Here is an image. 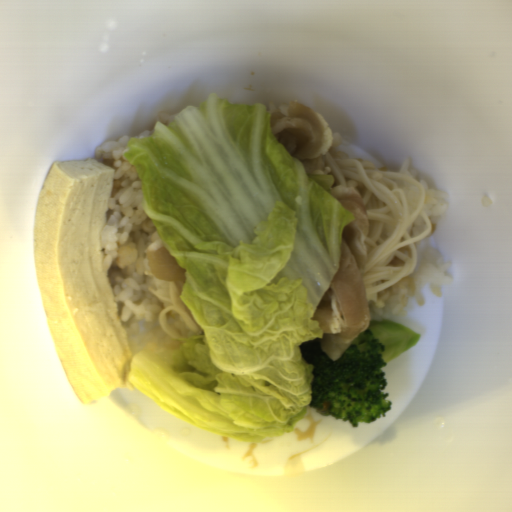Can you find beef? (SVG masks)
I'll return each mask as SVG.
<instances>
[{
  "instance_id": "obj_1",
  "label": "beef",
  "mask_w": 512,
  "mask_h": 512,
  "mask_svg": "<svg viewBox=\"0 0 512 512\" xmlns=\"http://www.w3.org/2000/svg\"><path fill=\"white\" fill-rule=\"evenodd\" d=\"M330 193L354 216L343 227L338 269L322 294L311 320L322 331L323 338L318 340L321 350L333 361L340 358L352 341L366 331L372 320L361 274L370 249L366 204L353 186H332Z\"/></svg>"
},
{
  "instance_id": "obj_3",
  "label": "beef",
  "mask_w": 512,
  "mask_h": 512,
  "mask_svg": "<svg viewBox=\"0 0 512 512\" xmlns=\"http://www.w3.org/2000/svg\"><path fill=\"white\" fill-rule=\"evenodd\" d=\"M150 273L158 279H166L182 291L186 282V270L175 261L162 240L154 242L146 252Z\"/></svg>"
},
{
  "instance_id": "obj_2",
  "label": "beef",
  "mask_w": 512,
  "mask_h": 512,
  "mask_svg": "<svg viewBox=\"0 0 512 512\" xmlns=\"http://www.w3.org/2000/svg\"><path fill=\"white\" fill-rule=\"evenodd\" d=\"M270 133L297 159H316L329 151L334 132L323 115L297 100L268 103Z\"/></svg>"
}]
</instances>
